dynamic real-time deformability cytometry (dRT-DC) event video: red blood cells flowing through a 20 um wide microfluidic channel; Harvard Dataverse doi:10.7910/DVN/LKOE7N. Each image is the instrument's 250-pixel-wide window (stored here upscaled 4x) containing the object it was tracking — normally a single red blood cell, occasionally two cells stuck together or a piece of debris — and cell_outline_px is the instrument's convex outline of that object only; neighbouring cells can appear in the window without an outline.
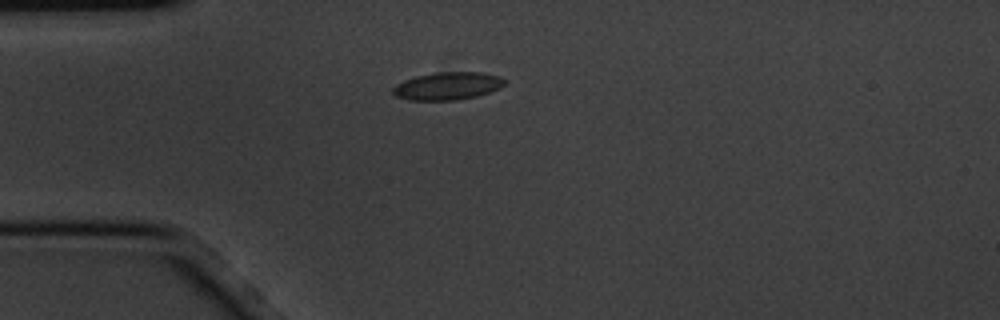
{"species": "common noctule bat (a hibernating species)", "species_latin": "Nyctalus noctula", "temperature_condition": "cold", "stored_images_in_passage": 10, "camera_frame_rate_fps": 3000, "um_per_image_px": 0.085, "animal": {"sex": "male", "body_mass_g": 20.1, "forearm_length_mm": 53.5}, "frame": {"image": 1, "passage_image": 5, "time_ms": 1.333, "image_size_px": [1000, 320], "cell_outline_px": [[504, 84], [500, 88], [476, 96], [456, 100], [408, 100], [396, 96], [392, 92], [392, 88], [396, 84], [404, 80], [416, 76], [436, 72], [484, 72], [500, 76], [504, 80]], "centroid_in_image_um": [38.03, 7.3], "position_along_channel_um": 47.0, "area_um2": 18.03}}
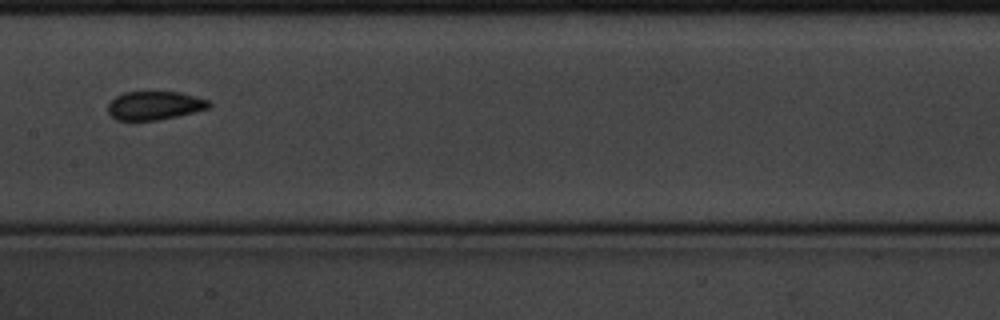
{"frame": {"image": 2, "passage_image": 9, "time_ms": 2.667, "image_size_px": [1000, 320], "cell_outline_px": [[212, 104], [208, 108], [196, 112], [156, 120], [116, 120], [108, 112], [108, 104], [116, 96], [124, 92], [180, 92], [208, 100]], "centroid_in_image_um": [13.14, 8.97], "position_along_channel_um": 194.3, "area_um2": 16.7}}
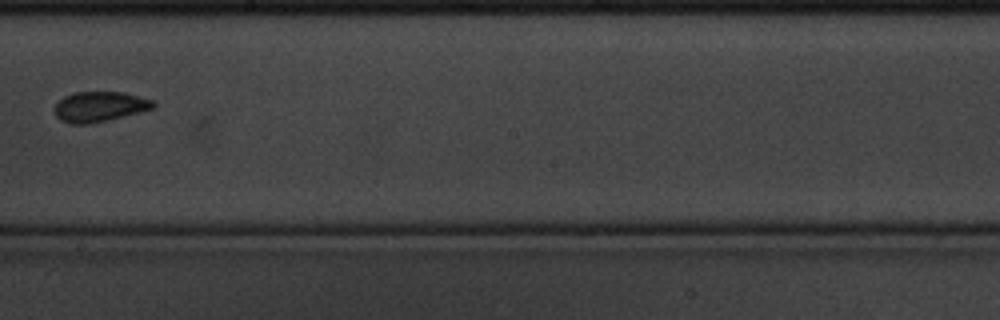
{"frame": {"image": 3, "passage_image": 10, "time_ms": 3.0, "image_size_px": [1000, 320], "cell_outline_px": [[156, 104], [152, 108], [108, 120], [88, 124], [68, 124], [60, 120], [56, 116], [56, 104], [64, 96], [72, 92], [124, 92], [156, 100]], "centroid_in_image_um": [8.47, 9.06], "position_along_channel_um": 239.7, "area_um2": 17.34}}